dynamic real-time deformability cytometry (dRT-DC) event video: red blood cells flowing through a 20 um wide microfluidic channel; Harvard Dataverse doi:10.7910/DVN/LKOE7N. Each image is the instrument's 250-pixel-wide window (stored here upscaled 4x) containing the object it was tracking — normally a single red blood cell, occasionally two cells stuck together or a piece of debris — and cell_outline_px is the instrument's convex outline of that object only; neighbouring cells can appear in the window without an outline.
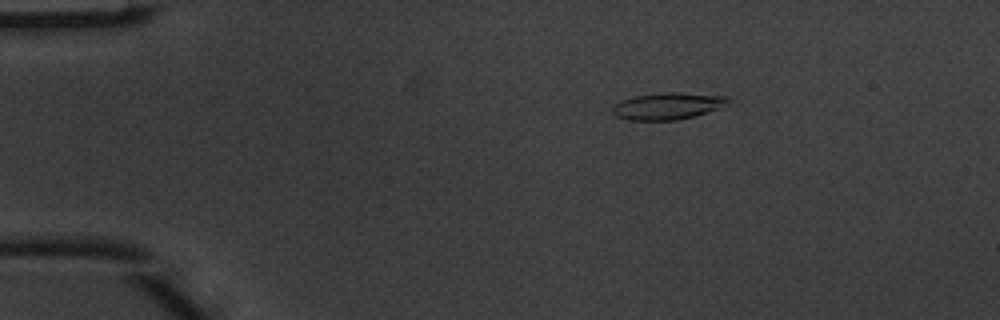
{"species": "common noctule bat (a hibernating species)", "species_latin": "Nyctalus noctula", "temperature_condition": "warm", "stored_images_in_passage": 4, "camera_frame_rate_fps": 3000, "um_per_image_px": 0.085, "animal": {"sex": "male", "body_mass_g": 20.1, "forearm_length_mm": 53.5}, "frame": {"image": 1, "passage_image": 3, "time_ms": 0.667, "image_size_px": [1000, 320], "cell_outline_px": [[732, 100], [724, 108], [676, 120], [628, 120], [616, 116], [612, 112], [612, 108], [620, 100], [636, 96], [664, 92], [680, 92], [728, 96]], "centroid_in_image_um": [56.82, 9.0], "position_along_channel_um": 28.2, "area_um2": 18.26}}